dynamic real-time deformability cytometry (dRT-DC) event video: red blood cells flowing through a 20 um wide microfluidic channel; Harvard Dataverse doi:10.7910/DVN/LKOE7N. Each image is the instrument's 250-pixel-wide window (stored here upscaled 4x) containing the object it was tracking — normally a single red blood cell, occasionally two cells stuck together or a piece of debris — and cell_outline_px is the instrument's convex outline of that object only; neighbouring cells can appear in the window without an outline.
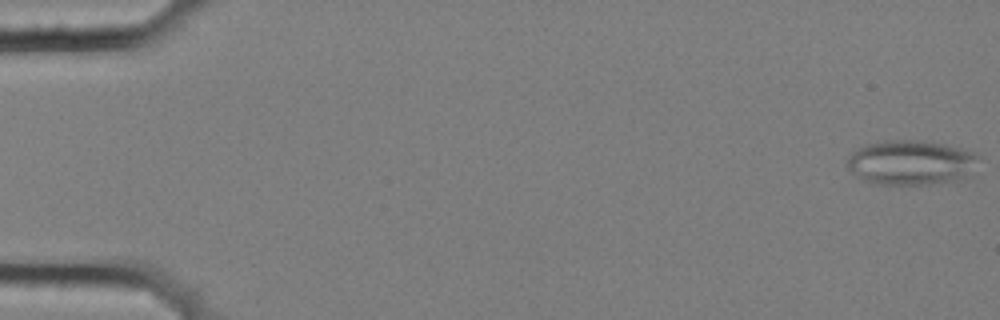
{"species": "common noctule bat (a hibernating species)", "species_latin": "Nyctalus noctula", "temperature_condition": "cold", "stored_images_in_passage": 58, "camera_frame_rate_fps": 3000, "um_per_image_px": 0.085, "animal": {"sex": "female", "body_mass_g": 25.1}, "frame": {"image": 1, "passage_image": 1, "time_ms": 0.0, "image_size_px": [1000, 320], "cell_outline_px": [[976, 156], [960, 176], [952, 180], [928, 184], [872, 184], [848, 168], [848, 160], [852, 152], [868, 144], [884, 140], [916, 140], [944, 144], [976, 152]], "centroid_in_image_um": [77.3, 13.79], "position_along_channel_um": 7.7, "area_um2": 32.66}}
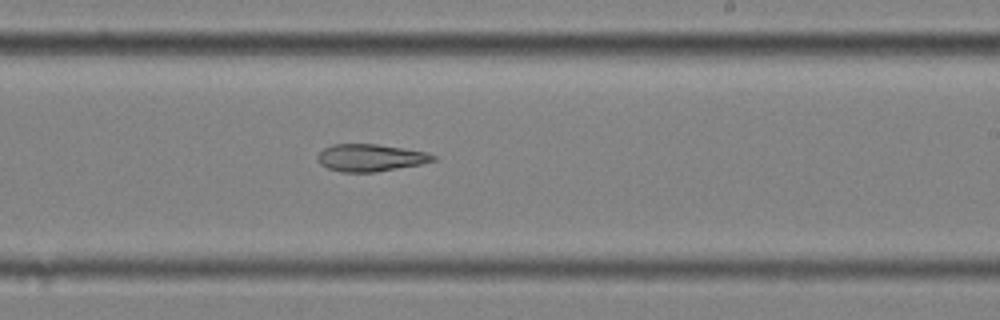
{"frame": {"image": 2, "passage_image": 35, "time_ms": 11.333, "image_size_px": [1000, 320], "cell_outline_px": [[436, 160], [420, 164], [376, 172], [340, 172], [328, 168], [320, 164], [316, 156], [324, 148], [332, 144], [376, 144], [404, 148], [428, 152], [436, 156]], "centroid_in_image_um": [31.48, 13.4], "position_along_channel_um": 257.5, "area_um2": 18.38}}
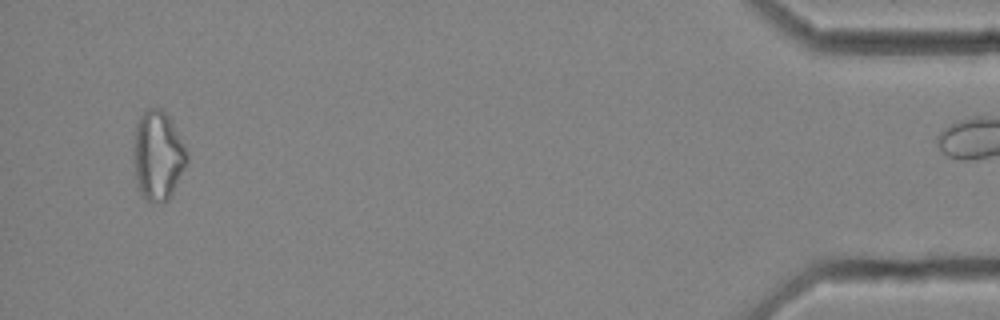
{"frame": {"image": 3, "passage_image": 55, "time_ms": 18.0, "image_size_px": [1000, 320], "cell_outline_px": [[188, 160], [172, 196], [164, 204], [148, 200], [140, 196], [136, 184], [132, 160], [132, 148], [136, 124], [144, 108], [160, 108], [172, 120], [188, 152]], "centroid_in_image_um": [13.39, 13.24], "position_along_channel_um": 421.8, "area_um2": 28.67}}